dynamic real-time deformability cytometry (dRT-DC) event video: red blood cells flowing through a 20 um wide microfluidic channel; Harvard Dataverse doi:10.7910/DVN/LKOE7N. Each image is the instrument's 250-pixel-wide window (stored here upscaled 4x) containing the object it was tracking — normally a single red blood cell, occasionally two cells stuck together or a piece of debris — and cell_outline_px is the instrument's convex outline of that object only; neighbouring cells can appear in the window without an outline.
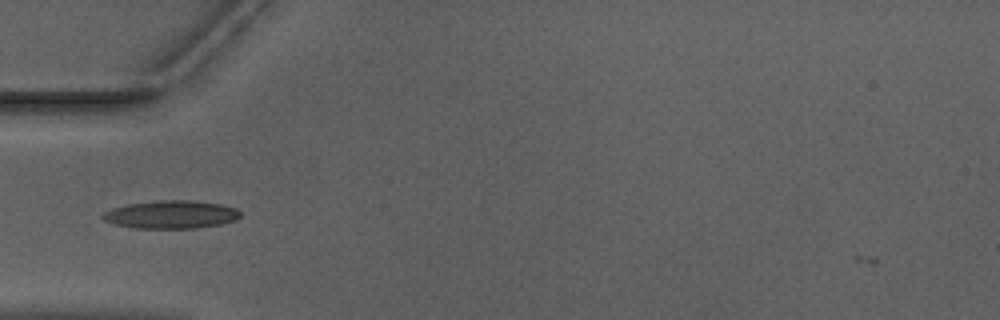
{"species": "Egyptian fruit bat (a non-hibernating species)", "species_latin": "Rousettus aegyptiacus", "temperature_condition": "warm", "stored_images_in_passage": 21, "camera_frame_rate_fps": 3000, "um_per_image_px": 0.085, "animal": {"sex": "male"}, "frame": {"image": 1, "passage_image": 1, "time_ms": 0.0, "image_size_px": [1000, 320], "cell_outline_px": [[240, 216], [236, 220], [220, 224], [196, 228], [136, 228], [116, 224], [104, 220], [100, 216], [104, 212], [112, 208], [128, 204], [160, 200], [188, 200], [220, 204], [236, 208], [240, 212]], "centroid_in_image_um": [14.54, 18.23], "position_along_channel_um": 70.5, "area_um2": 22.31}}
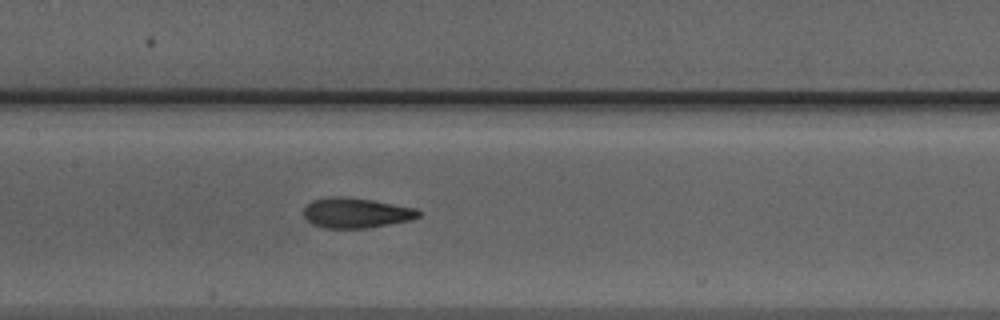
{"frame": {"image": 2, "passage_image": 9, "time_ms": 2.667, "image_size_px": [1000, 320], "cell_outline_px": [[420, 216], [408, 220], [388, 224], [364, 228], [324, 228], [312, 224], [304, 216], [304, 208], [312, 200], [332, 196], [344, 196], [372, 200], [416, 208], [420, 212]], "centroid_in_image_um": [30.23, 18.08], "position_along_channel_um": 177.2, "area_um2": 20.0}}
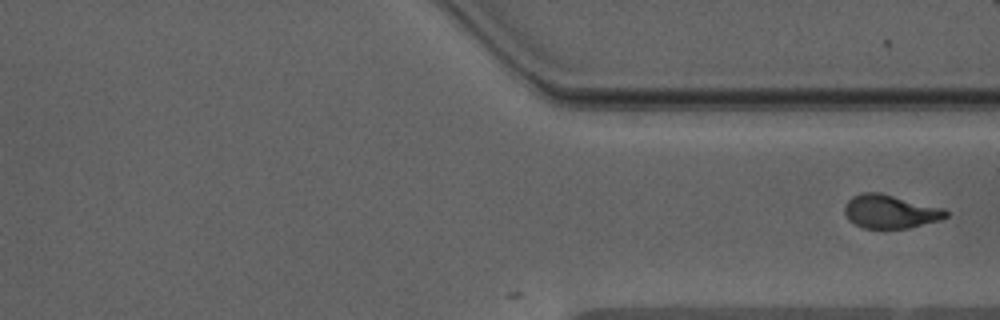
{"frame": {"image": 3, "passage_image": 21, "time_ms": 6.667, "image_size_px": [1000, 320], "cell_outline_px": [[948, 216], [940, 220], [908, 228], [864, 228], [848, 220], [844, 212], [844, 204], [852, 196], [860, 192], [880, 192], [944, 208], [948, 212]], "centroid_in_image_um": [75.65, 17.96], "position_along_channel_um": 335.7, "area_um2": 19.94}}